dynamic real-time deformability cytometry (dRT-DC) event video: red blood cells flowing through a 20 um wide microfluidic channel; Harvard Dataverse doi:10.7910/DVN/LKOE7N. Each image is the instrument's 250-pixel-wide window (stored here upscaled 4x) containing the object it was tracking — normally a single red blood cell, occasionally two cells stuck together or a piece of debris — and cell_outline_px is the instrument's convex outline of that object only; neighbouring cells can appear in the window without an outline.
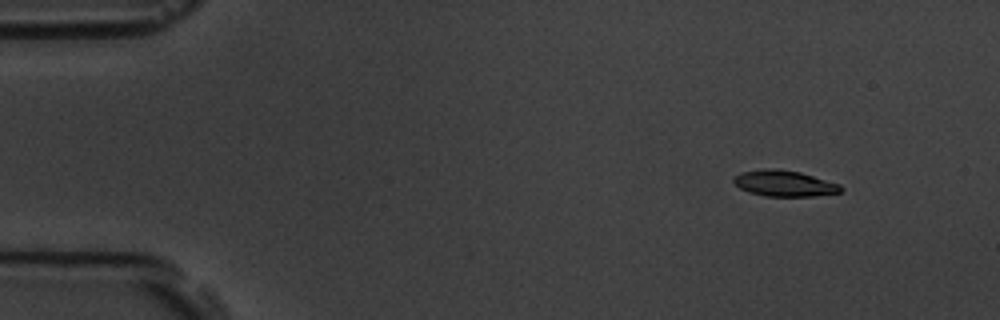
{"species": "common noctule bat (a hibernating species)", "species_latin": "Nyctalus noctula", "temperature_condition": "room temperature", "stored_images_in_passage": 5, "camera_frame_rate_fps": 3000, "um_per_image_px": 0.085, "animal": {"sex": "male", "body_mass_g": 19.5, "forearm_length_mm": 54.6}, "frame": {"image": 1, "passage_image": 2, "time_ms": 1.333, "image_size_px": [1000, 320], "cell_outline_px": [[844, 188], [840, 192], [816, 196], [764, 196], [748, 192], [740, 188], [732, 180], [732, 176], [740, 172], [764, 168], [780, 168], [800, 172], [840, 184]], "centroid_in_image_um": [66.64, 15.57], "position_along_channel_um": 18.4, "area_um2": 16.47}}
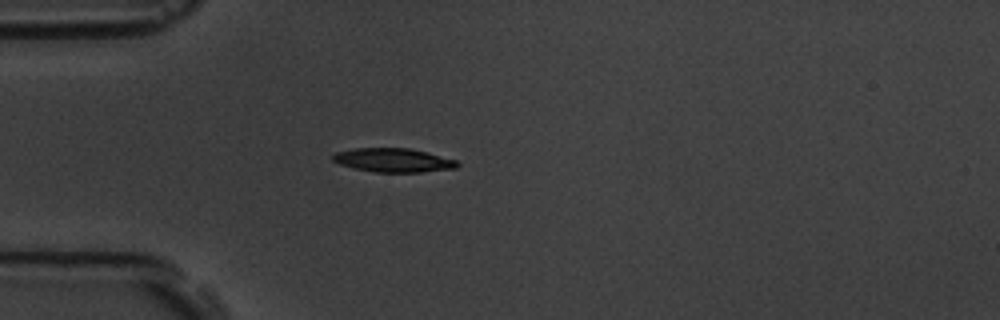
{"frame": {"image": 2, "passage_image": 5, "time_ms": 4.667, "image_size_px": [1000, 320], "cell_outline_px": [[460, 164], [456, 168], [420, 172], [376, 172], [356, 168], [340, 164], [332, 160], [332, 156], [336, 152], [356, 148], [412, 148], [456, 160]], "centroid_in_image_um": [33.45, 13.61], "position_along_channel_um": 51.6, "area_um2": 17.17}}